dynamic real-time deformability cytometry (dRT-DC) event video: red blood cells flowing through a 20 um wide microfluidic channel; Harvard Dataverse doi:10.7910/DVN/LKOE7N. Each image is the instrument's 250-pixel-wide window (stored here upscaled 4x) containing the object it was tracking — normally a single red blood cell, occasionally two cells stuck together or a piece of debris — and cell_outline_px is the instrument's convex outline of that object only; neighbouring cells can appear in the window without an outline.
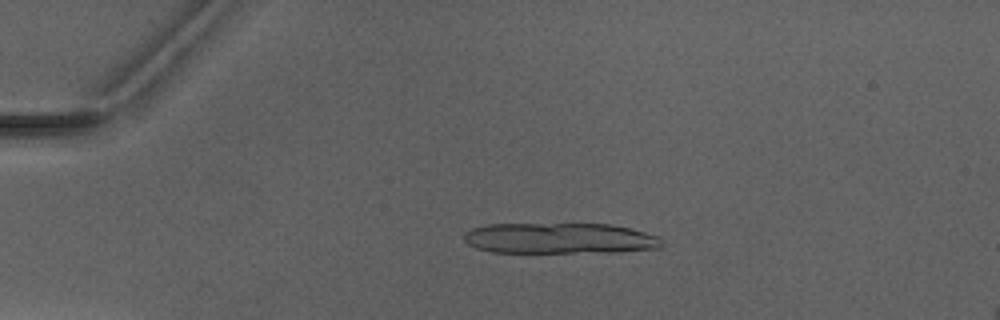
{"species": "Egyptian fruit bat (a non-hibernating species)", "species_latin": "Rousettus aegyptiacus", "temperature_condition": "warm", "stored_images_in_passage": 5, "camera_frame_rate_fps": 3000, "um_per_image_px": 0.085, "animal": {"sex": "male"}, "frame": {"image": 1, "passage_image": 4, "time_ms": 3.333, "image_size_px": [1000, 320], "cell_outline_px": [[664, 244], [660, 248], [616, 252], [492, 252], [476, 248], [468, 244], [464, 240], [464, 232], [472, 228], [484, 224], [612, 224], [632, 228], [660, 236], [664, 240]], "centroid_in_image_um": [47.62, 20.25], "position_along_channel_um": 37.4, "area_um2": 35.95}}